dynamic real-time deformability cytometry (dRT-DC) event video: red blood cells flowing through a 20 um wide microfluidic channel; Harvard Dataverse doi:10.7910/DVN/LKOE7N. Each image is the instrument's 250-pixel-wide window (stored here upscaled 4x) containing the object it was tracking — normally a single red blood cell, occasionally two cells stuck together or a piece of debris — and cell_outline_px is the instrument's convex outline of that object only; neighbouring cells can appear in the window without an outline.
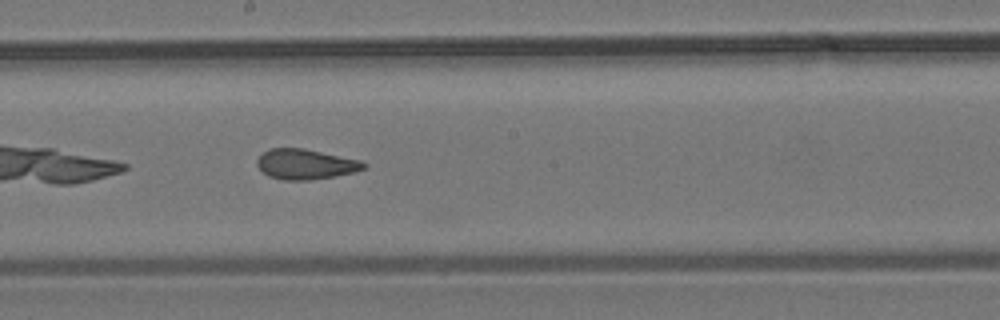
{"species": "common noctule bat (a hibernating species)", "species_latin": "Nyctalus noctula", "temperature_condition": "room temperature", "stored_images_in_passage": 33, "camera_frame_rate_fps": 3000, "um_per_image_px": 0.085, "animal": {"sex": "male", "body_mass_g": 19.2, "forearm_length_mm": 51.8}, "frame": {"image": 1, "passage_image": 14, "time_ms": 4.333, "image_size_px": [1000, 320], "cell_outline_px": [[368, 164], [364, 168], [356, 172], [336, 176], [308, 180], [280, 180], [268, 176], [256, 164], [256, 160], [264, 152], [272, 148], [304, 148], [360, 160]], "centroid_in_image_um": [25.98, 13.96], "position_along_channel_um": 222.2, "area_um2": 18.79}, "authors_computed_cell_mechanics": {"area_um2": 19.074, "velocity_mm_per_s": 3.8194, "shape_relaxation_time_tau1_ms": null, "shape_relaxation_time_tau2_ms": 1.9657, "deformation_change_tau1": null, "deformation_change_tau2": 0.0864}}